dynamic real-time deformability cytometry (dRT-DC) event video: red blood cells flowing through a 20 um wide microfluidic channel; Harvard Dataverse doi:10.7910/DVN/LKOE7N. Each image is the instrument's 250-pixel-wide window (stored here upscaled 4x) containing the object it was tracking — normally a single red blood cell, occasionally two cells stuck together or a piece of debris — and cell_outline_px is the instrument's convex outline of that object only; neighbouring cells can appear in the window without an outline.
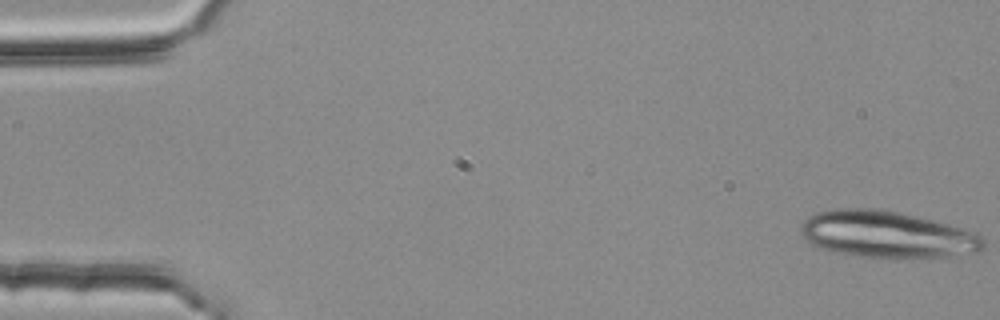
{"species": "common noctule bat (a hibernating species)", "species_latin": "Nyctalus noctula", "temperature_condition": "room temperature", "stored_images_in_passage": 20, "camera_frame_rate_fps": 3000, "um_per_image_px": 0.085, "animal": {"sex": "female", "body_mass_g": 25.1}, "frame": {"image": 1, "passage_image": 1, "time_ms": 0.0, "image_size_px": [1000, 320], "cell_outline_px": [[984, 248], [980, 252], [948, 256], [856, 256], [836, 252], [812, 244], [800, 232], [800, 224], [808, 216], [816, 212], [836, 208], [876, 208], [900, 212], [932, 220], [960, 228], [972, 232], [980, 236], [984, 240]], "centroid_in_image_um": [75.35, 19.89], "position_along_channel_um": 9.6, "area_um2": 48.9}}